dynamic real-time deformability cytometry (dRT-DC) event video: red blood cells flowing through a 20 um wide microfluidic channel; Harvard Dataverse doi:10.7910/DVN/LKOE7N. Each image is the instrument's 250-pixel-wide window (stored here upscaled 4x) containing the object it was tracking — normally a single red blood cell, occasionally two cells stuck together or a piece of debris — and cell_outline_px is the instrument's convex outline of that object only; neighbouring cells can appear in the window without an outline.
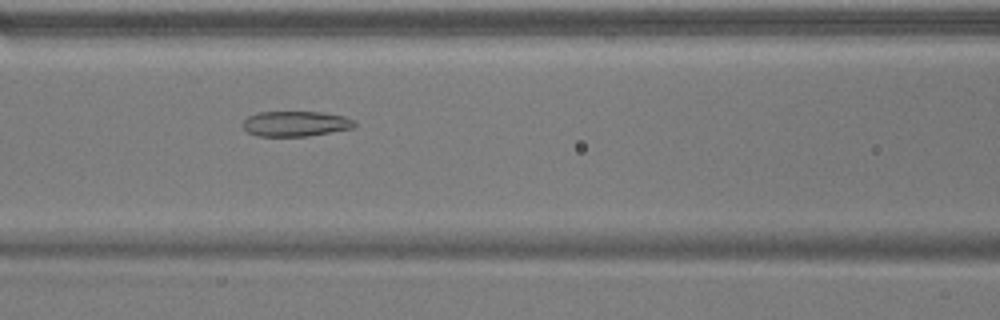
{"species": "common noctule bat (a hibernating species)", "species_latin": "Nyctalus noctula", "temperature_condition": "warm", "stored_images_in_passage": 39, "camera_frame_rate_fps": 3000, "um_per_image_px": 0.085, "animal": {"sex": "male", "body_mass_g": 17.9}, "frame": {"image": 1, "passage_image": 9, "time_ms": 2.667, "image_size_px": [1000, 320], "cell_outline_px": [[356, 124], [352, 128], [308, 136], [256, 136], [248, 132], [244, 128], [244, 120], [248, 116], [260, 112], [320, 112], [344, 116], [356, 120]], "centroid_in_image_um": [25.14, 10.51], "position_along_channel_um": 141.5, "area_um2": 16.36}}
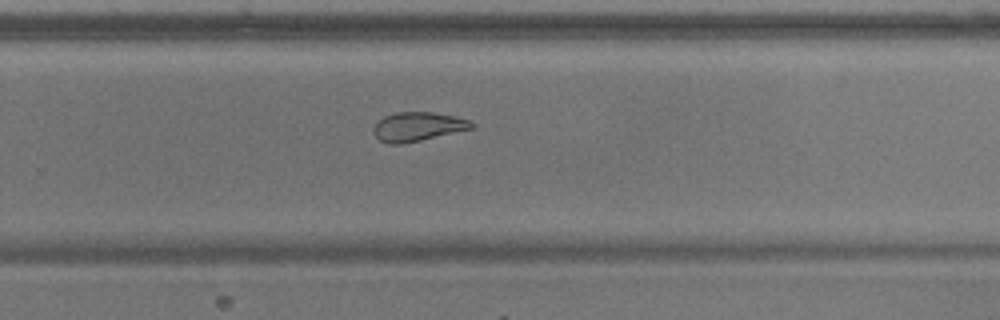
{"frame": {"image": 2, "passage_image": 21, "time_ms": 6.667, "image_size_px": [1000, 320], "cell_outline_px": [[476, 124], [472, 128], [420, 140], [400, 144], [388, 144], [380, 140], [372, 132], [372, 128], [384, 116], [396, 112], [432, 112], [452, 116], [468, 120]], "centroid_in_image_um": [35.46, 10.76], "position_along_channel_um": 294.3, "area_um2": 16.3}}
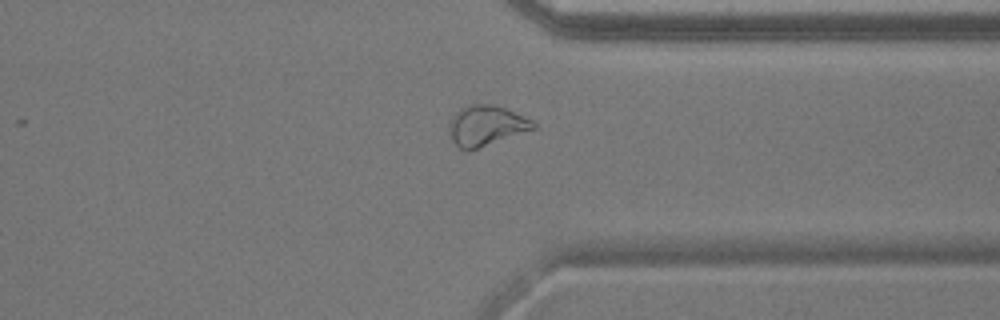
{"frame": {"image": 3, "passage_image": 27, "time_ms": 8.667, "image_size_px": [1000, 320], "cell_outline_px": [[536, 128], [476, 148], [460, 148], [452, 140], [448, 132], [448, 124], [452, 116], [460, 108], [472, 104], [492, 104], [504, 108], [532, 120], [536, 124]], "centroid_in_image_um": [41.29, 10.64], "position_along_channel_um": 370.1, "area_um2": 19.25}, "authors_computed_cell_mechanics": {"area_um2": 17.5712, "velocity_mm_per_s": 3.8312, "shape_relaxation_time_tau1_ms": null, "shape_relaxation_time_tau2_ms": 2.1456, "deformation_change_tau1": null, "deformation_change_tau2": 0.0818}}